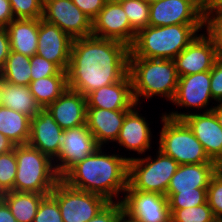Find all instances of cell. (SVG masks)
I'll use <instances>...</instances> for the list:
<instances>
[{
	"instance_id": "obj_52",
	"label": "cell",
	"mask_w": 222,
	"mask_h": 222,
	"mask_svg": "<svg viewBox=\"0 0 222 222\" xmlns=\"http://www.w3.org/2000/svg\"><path fill=\"white\" fill-rule=\"evenodd\" d=\"M147 3H153V2H156V1H158V0H145Z\"/></svg>"
},
{
	"instance_id": "obj_53",
	"label": "cell",
	"mask_w": 222,
	"mask_h": 222,
	"mask_svg": "<svg viewBox=\"0 0 222 222\" xmlns=\"http://www.w3.org/2000/svg\"><path fill=\"white\" fill-rule=\"evenodd\" d=\"M205 7V0H197Z\"/></svg>"
},
{
	"instance_id": "obj_31",
	"label": "cell",
	"mask_w": 222,
	"mask_h": 222,
	"mask_svg": "<svg viewBox=\"0 0 222 222\" xmlns=\"http://www.w3.org/2000/svg\"><path fill=\"white\" fill-rule=\"evenodd\" d=\"M131 28L138 33L149 26L150 5L145 0H125L120 2Z\"/></svg>"
},
{
	"instance_id": "obj_33",
	"label": "cell",
	"mask_w": 222,
	"mask_h": 222,
	"mask_svg": "<svg viewBox=\"0 0 222 222\" xmlns=\"http://www.w3.org/2000/svg\"><path fill=\"white\" fill-rule=\"evenodd\" d=\"M171 222H218L208 203L182 209H170Z\"/></svg>"
},
{
	"instance_id": "obj_37",
	"label": "cell",
	"mask_w": 222,
	"mask_h": 222,
	"mask_svg": "<svg viewBox=\"0 0 222 222\" xmlns=\"http://www.w3.org/2000/svg\"><path fill=\"white\" fill-rule=\"evenodd\" d=\"M33 222H63L58 203L51 194L42 199Z\"/></svg>"
},
{
	"instance_id": "obj_21",
	"label": "cell",
	"mask_w": 222,
	"mask_h": 222,
	"mask_svg": "<svg viewBox=\"0 0 222 222\" xmlns=\"http://www.w3.org/2000/svg\"><path fill=\"white\" fill-rule=\"evenodd\" d=\"M129 111L87 107L86 126L99 147L107 142H116L123 120Z\"/></svg>"
},
{
	"instance_id": "obj_36",
	"label": "cell",
	"mask_w": 222,
	"mask_h": 222,
	"mask_svg": "<svg viewBox=\"0 0 222 222\" xmlns=\"http://www.w3.org/2000/svg\"><path fill=\"white\" fill-rule=\"evenodd\" d=\"M207 203L215 219L222 222V171L219 169L211 178L207 188Z\"/></svg>"
},
{
	"instance_id": "obj_10",
	"label": "cell",
	"mask_w": 222,
	"mask_h": 222,
	"mask_svg": "<svg viewBox=\"0 0 222 222\" xmlns=\"http://www.w3.org/2000/svg\"><path fill=\"white\" fill-rule=\"evenodd\" d=\"M212 107L204 109L203 113H164L173 119H183L202 144L208 157L219 166L222 165V127L218 123Z\"/></svg>"
},
{
	"instance_id": "obj_30",
	"label": "cell",
	"mask_w": 222,
	"mask_h": 222,
	"mask_svg": "<svg viewBox=\"0 0 222 222\" xmlns=\"http://www.w3.org/2000/svg\"><path fill=\"white\" fill-rule=\"evenodd\" d=\"M203 27L205 34L212 41L219 57H222V4L204 7Z\"/></svg>"
},
{
	"instance_id": "obj_40",
	"label": "cell",
	"mask_w": 222,
	"mask_h": 222,
	"mask_svg": "<svg viewBox=\"0 0 222 222\" xmlns=\"http://www.w3.org/2000/svg\"><path fill=\"white\" fill-rule=\"evenodd\" d=\"M210 89L213 100L222 103V57H219L211 69Z\"/></svg>"
},
{
	"instance_id": "obj_51",
	"label": "cell",
	"mask_w": 222,
	"mask_h": 222,
	"mask_svg": "<svg viewBox=\"0 0 222 222\" xmlns=\"http://www.w3.org/2000/svg\"><path fill=\"white\" fill-rule=\"evenodd\" d=\"M108 1L120 3V2L125 1V0H108Z\"/></svg>"
},
{
	"instance_id": "obj_18",
	"label": "cell",
	"mask_w": 222,
	"mask_h": 222,
	"mask_svg": "<svg viewBox=\"0 0 222 222\" xmlns=\"http://www.w3.org/2000/svg\"><path fill=\"white\" fill-rule=\"evenodd\" d=\"M210 79L211 70L178 77L177 91L172 103L182 108H206L213 99Z\"/></svg>"
},
{
	"instance_id": "obj_44",
	"label": "cell",
	"mask_w": 222,
	"mask_h": 222,
	"mask_svg": "<svg viewBox=\"0 0 222 222\" xmlns=\"http://www.w3.org/2000/svg\"><path fill=\"white\" fill-rule=\"evenodd\" d=\"M0 222H17L3 200H0Z\"/></svg>"
},
{
	"instance_id": "obj_25",
	"label": "cell",
	"mask_w": 222,
	"mask_h": 222,
	"mask_svg": "<svg viewBox=\"0 0 222 222\" xmlns=\"http://www.w3.org/2000/svg\"><path fill=\"white\" fill-rule=\"evenodd\" d=\"M31 118L4 106L0 107V133L15 146L28 144Z\"/></svg>"
},
{
	"instance_id": "obj_34",
	"label": "cell",
	"mask_w": 222,
	"mask_h": 222,
	"mask_svg": "<svg viewBox=\"0 0 222 222\" xmlns=\"http://www.w3.org/2000/svg\"><path fill=\"white\" fill-rule=\"evenodd\" d=\"M17 159L13 150L0 154V187L4 192L14 191Z\"/></svg>"
},
{
	"instance_id": "obj_42",
	"label": "cell",
	"mask_w": 222,
	"mask_h": 222,
	"mask_svg": "<svg viewBox=\"0 0 222 222\" xmlns=\"http://www.w3.org/2000/svg\"><path fill=\"white\" fill-rule=\"evenodd\" d=\"M10 50V41L6 27H0V71L5 65Z\"/></svg>"
},
{
	"instance_id": "obj_27",
	"label": "cell",
	"mask_w": 222,
	"mask_h": 222,
	"mask_svg": "<svg viewBox=\"0 0 222 222\" xmlns=\"http://www.w3.org/2000/svg\"><path fill=\"white\" fill-rule=\"evenodd\" d=\"M29 88L40 107L46 108L58 99L68 88L67 72L61 70L57 75L31 81Z\"/></svg>"
},
{
	"instance_id": "obj_2",
	"label": "cell",
	"mask_w": 222,
	"mask_h": 222,
	"mask_svg": "<svg viewBox=\"0 0 222 222\" xmlns=\"http://www.w3.org/2000/svg\"><path fill=\"white\" fill-rule=\"evenodd\" d=\"M129 160L119 154L102 153V147H98L73 165L61 179L73 188L99 194L113 202L128 186Z\"/></svg>"
},
{
	"instance_id": "obj_11",
	"label": "cell",
	"mask_w": 222,
	"mask_h": 222,
	"mask_svg": "<svg viewBox=\"0 0 222 222\" xmlns=\"http://www.w3.org/2000/svg\"><path fill=\"white\" fill-rule=\"evenodd\" d=\"M42 19L57 25L72 39L92 35V21L72 0H44Z\"/></svg>"
},
{
	"instance_id": "obj_13",
	"label": "cell",
	"mask_w": 222,
	"mask_h": 222,
	"mask_svg": "<svg viewBox=\"0 0 222 222\" xmlns=\"http://www.w3.org/2000/svg\"><path fill=\"white\" fill-rule=\"evenodd\" d=\"M120 3L107 1L92 21V36L122 42L131 47L136 38Z\"/></svg>"
},
{
	"instance_id": "obj_43",
	"label": "cell",
	"mask_w": 222,
	"mask_h": 222,
	"mask_svg": "<svg viewBox=\"0 0 222 222\" xmlns=\"http://www.w3.org/2000/svg\"><path fill=\"white\" fill-rule=\"evenodd\" d=\"M14 19L9 0H0V27H6Z\"/></svg>"
},
{
	"instance_id": "obj_49",
	"label": "cell",
	"mask_w": 222,
	"mask_h": 222,
	"mask_svg": "<svg viewBox=\"0 0 222 222\" xmlns=\"http://www.w3.org/2000/svg\"><path fill=\"white\" fill-rule=\"evenodd\" d=\"M119 222H136V221L130 219L129 217L123 214Z\"/></svg>"
},
{
	"instance_id": "obj_28",
	"label": "cell",
	"mask_w": 222,
	"mask_h": 222,
	"mask_svg": "<svg viewBox=\"0 0 222 222\" xmlns=\"http://www.w3.org/2000/svg\"><path fill=\"white\" fill-rule=\"evenodd\" d=\"M2 106L23 113L30 118L42 109L30 92L29 86L13 85L4 81Z\"/></svg>"
},
{
	"instance_id": "obj_47",
	"label": "cell",
	"mask_w": 222,
	"mask_h": 222,
	"mask_svg": "<svg viewBox=\"0 0 222 222\" xmlns=\"http://www.w3.org/2000/svg\"><path fill=\"white\" fill-rule=\"evenodd\" d=\"M3 89H4V79H3V77L0 74V107L3 104V99H2Z\"/></svg>"
},
{
	"instance_id": "obj_48",
	"label": "cell",
	"mask_w": 222,
	"mask_h": 222,
	"mask_svg": "<svg viewBox=\"0 0 222 222\" xmlns=\"http://www.w3.org/2000/svg\"><path fill=\"white\" fill-rule=\"evenodd\" d=\"M214 4H222V0H205V7Z\"/></svg>"
},
{
	"instance_id": "obj_22",
	"label": "cell",
	"mask_w": 222,
	"mask_h": 222,
	"mask_svg": "<svg viewBox=\"0 0 222 222\" xmlns=\"http://www.w3.org/2000/svg\"><path fill=\"white\" fill-rule=\"evenodd\" d=\"M135 105L125 116L116 142L127 150L143 154L151 147V128Z\"/></svg>"
},
{
	"instance_id": "obj_16",
	"label": "cell",
	"mask_w": 222,
	"mask_h": 222,
	"mask_svg": "<svg viewBox=\"0 0 222 222\" xmlns=\"http://www.w3.org/2000/svg\"><path fill=\"white\" fill-rule=\"evenodd\" d=\"M219 58L212 41L205 35L199 34L174 59L178 77L210 71Z\"/></svg>"
},
{
	"instance_id": "obj_1",
	"label": "cell",
	"mask_w": 222,
	"mask_h": 222,
	"mask_svg": "<svg viewBox=\"0 0 222 222\" xmlns=\"http://www.w3.org/2000/svg\"><path fill=\"white\" fill-rule=\"evenodd\" d=\"M130 47L95 36L72 41L67 69V86L85 97L109 84L120 81L128 73Z\"/></svg>"
},
{
	"instance_id": "obj_26",
	"label": "cell",
	"mask_w": 222,
	"mask_h": 222,
	"mask_svg": "<svg viewBox=\"0 0 222 222\" xmlns=\"http://www.w3.org/2000/svg\"><path fill=\"white\" fill-rule=\"evenodd\" d=\"M48 194L8 191L3 196L17 222H33L42 199Z\"/></svg>"
},
{
	"instance_id": "obj_3",
	"label": "cell",
	"mask_w": 222,
	"mask_h": 222,
	"mask_svg": "<svg viewBox=\"0 0 222 222\" xmlns=\"http://www.w3.org/2000/svg\"><path fill=\"white\" fill-rule=\"evenodd\" d=\"M202 28L203 24L147 26L136 34L129 57L173 60Z\"/></svg>"
},
{
	"instance_id": "obj_6",
	"label": "cell",
	"mask_w": 222,
	"mask_h": 222,
	"mask_svg": "<svg viewBox=\"0 0 222 222\" xmlns=\"http://www.w3.org/2000/svg\"><path fill=\"white\" fill-rule=\"evenodd\" d=\"M163 127L159 136V150L173 158L179 165L215 163L205 152L193 131L183 119H173L162 114Z\"/></svg>"
},
{
	"instance_id": "obj_8",
	"label": "cell",
	"mask_w": 222,
	"mask_h": 222,
	"mask_svg": "<svg viewBox=\"0 0 222 222\" xmlns=\"http://www.w3.org/2000/svg\"><path fill=\"white\" fill-rule=\"evenodd\" d=\"M50 194L58 203L63 222H88L109 203L105 197L73 188L62 179Z\"/></svg>"
},
{
	"instance_id": "obj_45",
	"label": "cell",
	"mask_w": 222,
	"mask_h": 222,
	"mask_svg": "<svg viewBox=\"0 0 222 222\" xmlns=\"http://www.w3.org/2000/svg\"><path fill=\"white\" fill-rule=\"evenodd\" d=\"M15 145L2 133H0V154L13 150Z\"/></svg>"
},
{
	"instance_id": "obj_32",
	"label": "cell",
	"mask_w": 222,
	"mask_h": 222,
	"mask_svg": "<svg viewBox=\"0 0 222 222\" xmlns=\"http://www.w3.org/2000/svg\"><path fill=\"white\" fill-rule=\"evenodd\" d=\"M170 209L190 208L207 202V188H195V191L167 192Z\"/></svg>"
},
{
	"instance_id": "obj_29",
	"label": "cell",
	"mask_w": 222,
	"mask_h": 222,
	"mask_svg": "<svg viewBox=\"0 0 222 222\" xmlns=\"http://www.w3.org/2000/svg\"><path fill=\"white\" fill-rule=\"evenodd\" d=\"M0 74L5 82L29 86L31 82L30 57L10 50Z\"/></svg>"
},
{
	"instance_id": "obj_50",
	"label": "cell",
	"mask_w": 222,
	"mask_h": 222,
	"mask_svg": "<svg viewBox=\"0 0 222 222\" xmlns=\"http://www.w3.org/2000/svg\"><path fill=\"white\" fill-rule=\"evenodd\" d=\"M5 195V192L0 187V200L3 199V196Z\"/></svg>"
},
{
	"instance_id": "obj_41",
	"label": "cell",
	"mask_w": 222,
	"mask_h": 222,
	"mask_svg": "<svg viewBox=\"0 0 222 222\" xmlns=\"http://www.w3.org/2000/svg\"><path fill=\"white\" fill-rule=\"evenodd\" d=\"M108 0H72V2L93 21Z\"/></svg>"
},
{
	"instance_id": "obj_17",
	"label": "cell",
	"mask_w": 222,
	"mask_h": 222,
	"mask_svg": "<svg viewBox=\"0 0 222 222\" xmlns=\"http://www.w3.org/2000/svg\"><path fill=\"white\" fill-rule=\"evenodd\" d=\"M64 130L55 122L46 108L31 118L28 144L53 161L59 155Z\"/></svg>"
},
{
	"instance_id": "obj_7",
	"label": "cell",
	"mask_w": 222,
	"mask_h": 222,
	"mask_svg": "<svg viewBox=\"0 0 222 222\" xmlns=\"http://www.w3.org/2000/svg\"><path fill=\"white\" fill-rule=\"evenodd\" d=\"M154 159V160H153ZM179 164L159 149L156 158L130 157L128 161V186L132 190L156 192L166 196L170 180Z\"/></svg>"
},
{
	"instance_id": "obj_24",
	"label": "cell",
	"mask_w": 222,
	"mask_h": 222,
	"mask_svg": "<svg viewBox=\"0 0 222 222\" xmlns=\"http://www.w3.org/2000/svg\"><path fill=\"white\" fill-rule=\"evenodd\" d=\"M6 30L11 51L28 57L37 53L39 19H14Z\"/></svg>"
},
{
	"instance_id": "obj_46",
	"label": "cell",
	"mask_w": 222,
	"mask_h": 222,
	"mask_svg": "<svg viewBox=\"0 0 222 222\" xmlns=\"http://www.w3.org/2000/svg\"><path fill=\"white\" fill-rule=\"evenodd\" d=\"M211 111L214 113L218 123L221 125L222 127V103H218V105H215L214 107H212Z\"/></svg>"
},
{
	"instance_id": "obj_19",
	"label": "cell",
	"mask_w": 222,
	"mask_h": 222,
	"mask_svg": "<svg viewBox=\"0 0 222 222\" xmlns=\"http://www.w3.org/2000/svg\"><path fill=\"white\" fill-rule=\"evenodd\" d=\"M87 107L131 110L135 105L132 83L127 73L120 81L103 86L86 96Z\"/></svg>"
},
{
	"instance_id": "obj_12",
	"label": "cell",
	"mask_w": 222,
	"mask_h": 222,
	"mask_svg": "<svg viewBox=\"0 0 222 222\" xmlns=\"http://www.w3.org/2000/svg\"><path fill=\"white\" fill-rule=\"evenodd\" d=\"M149 5V26L203 24L204 6L197 0H158Z\"/></svg>"
},
{
	"instance_id": "obj_9",
	"label": "cell",
	"mask_w": 222,
	"mask_h": 222,
	"mask_svg": "<svg viewBox=\"0 0 222 222\" xmlns=\"http://www.w3.org/2000/svg\"><path fill=\"white\" fill-rule=\"evenodd\" d=\"M123 196L120 200L123 212L130 219L136 222H171L168 198L165 195L132 190L127 186Z\"/></svg>"
},
{
	"instance_id": "obj_20",
	"label": "cell",
	"mask_w": 222,
	"mask_h": 222,
	"mask_svg": "<svg viewBox=\"0 0 222 222\" xmlns=\"http://www.w3.org/2000/svg\"><path fill=\"white\" fill-rule=\"evenodd\" d=\"M46 109L63 130L86 125V97L69 88Z\"/></svg>"
},
{
	"instance_id": "obj_35",
	"label": "cell",
	"mask_w": 222,
	"mask_h": 222,
	"mask_svg": "<svg viewBox=\"0 0 222 222\" xmlns=\"http://www.w3.org/2000/svg\"><path fill=\"white\" fill-rule=\"evenodd\" d=\"M15 19H41L44 0H9Z\"/></svg>"
},
{
	"instance_id": "obj_15",
	"label": "cell",
	"mask_w": 222,
	"mask_h": 222,
	"mask_svg": "<svg viewBox=\"0 0 222 222\" xmlns=\"http://www.w3.org/2000/svg\"><path fill=\"white\" fill-rule=\"evenodd\" d=\"M73 39L57 25L39 19L37 55L67 71Z\"/></svg>"
},
{
	"instance_id": "obj_38",
	"label": "cell",
	"mask_w": 222,
	"mask_h": 222,
	"mask_svg": "<svg viewBox=\"0 0 222 222\" xmlns=\"http://www.w3.org/2000/svg\"><path fill=\"white\" fill-rule=\"evenodd\" d=\"M30 66L31 81L57 75L61 71V69L56 64L44 59L37 54L30 57Z\"/></svg>"
},
{
	"instance_id": "obj_5",
	"label": "cell",
	"mask_w": 222,
	"mask_h": 222,
	"mask_svg": "<svg viewBox=\"0 0 222 222\" xmlns=\"http://www.w3.org/2000/svg\"><path fill=\"white\" fill-rule=\"evenodd\" d=\"M17 159L14 191L50 194L61 179L54 162L29 144L15 146Z\"/></svg>"
},
{
	"instance_id": "obj_23",
	"label": "cell",
	"mask_w": 222,
	"mask_h": 222,
	"mask_svg": "<svg viewBox=\"0 0 222 222\" xmlns=\"http://www.w3.org/2000/svg\"><path fill=\"white\" fill-rule=\"evenodd\" d=\"M220 169L217 163L179 165L172 176L167 192L195 191V188H208L211 178Z\"/></svg>"
},
{
	"instance_id": "obj_4",
	"label": "cell",
	"mask_w": 222,
	"mask_h": 222,
	"mask_svg": "<svg viewBox=\"0 0 222 222\" xmlns=\"http://www.w3.org/2000/svg\"><path fill=\"white\" fill-rule=\"evenodd\" d=\"M128 74L136 105L139 99L160 95L171 101L177 91L178 75L173 60L129 57Z\"/></svg>"
},
{
	"instance_id": "obj_39",
	"label": "cell",
	"mask_w": 222,
	"mask_h": 222,
	"mask_svg": "<svg viewBox=\"0 0 222 222\" xmlns=\"http://www.w3.org/2000/svg\"><path fill=\"white\" fill-rule=\"evenodd\" d=\"M123 212L120 201L109 202L99 213L88 222H119Z\"/></svg>"
},
{
	"instance_id": "obj_14",
	"label": "cell",
	"mask_w": 222,
	"mask_h": 222,
	"mask_svg": "<svg viewBox=\"0 0 222 222\" xmlns=\"http://www.w3.org/2000/svg\"><path fill=\"white\" fill-rule=\"evenodd\" d=\"M98 147L86 125L64 130L61 149L54 162L58 175L62 177L73 165L92 154Z\"/></svg>"
}]
</instances>
